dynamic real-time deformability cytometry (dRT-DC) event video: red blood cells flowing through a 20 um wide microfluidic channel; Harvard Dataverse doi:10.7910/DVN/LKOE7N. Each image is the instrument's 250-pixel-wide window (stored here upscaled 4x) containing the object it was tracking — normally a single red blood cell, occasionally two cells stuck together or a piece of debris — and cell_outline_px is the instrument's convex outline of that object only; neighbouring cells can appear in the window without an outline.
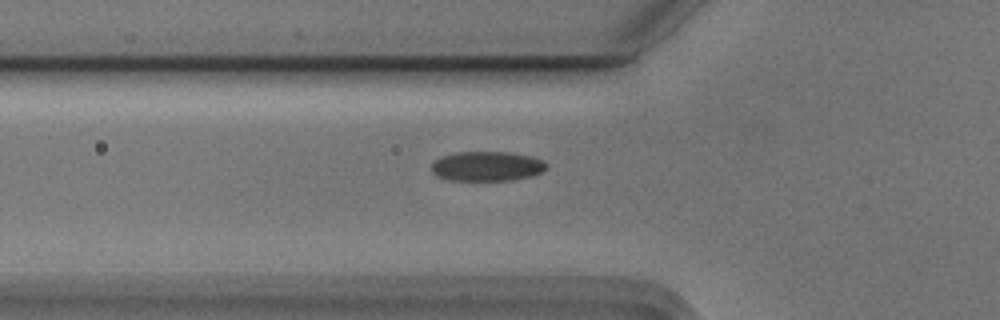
{"species": "Egyptian fruit bat (a non-hibernating species)", "species_latin": "Rousettus aegyptiacus", "temperature_condition": "cold", "stored_images_in_passage": 38, "camera_frame_rate_fps": 3000, "um_per_image_px": 0.085, "animal": {"sex": "male"}, "frame": {"image": 1, "passage_image": 4, "time_ms": 1.0, "image_size_px": [1000, 320], "cell_outline_px": [[548, 168], [532, 176], [508, 180], [448, 180], [436, 176], [432, 172], [432, 164], [440, 156], [456, 152], [508, 152], [532, 156], [544, 160], [548, 164]], "centroid_in_image_um": [41.4, 14.12], "position_along_channel_um": 84.4, "area_um2": 20.0}}
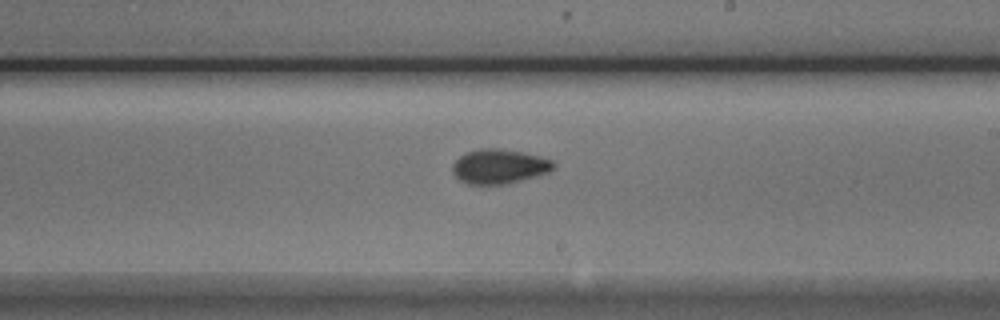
{"frame": {"image": 2, "passage_image": 17, "time_ms": 5.333, "image_size_px": [1000, 320], "cell_outline_px": [[556, 168], [548, 172], [536, 176], [508, 184], [468, 184], [460, 180], [452, 172], [452, 164], [464, 152], [480, 148], [500, 148], [524, 152], [540, 156], [552, 160], [556, 164]], "centroid_in_image_um": [42.44, 14.13], "position_along_channel_um": 246.6, "area_um2": 20.58}}
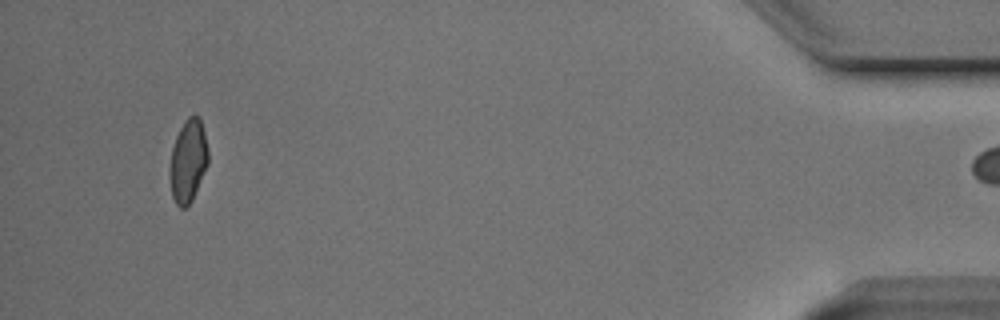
{"frame": {"image": 3, "passage_image": 37, "time_ms": 12.0, "image_size_px": [1000, 320], "cell_outline_px": [[208, 164], [192, 200], [184, 208], [180, 208], [176, 204], [172, 196], [172, 148], [176, 136], [184, 120], [188, 116], [200, 116], [208, 148]], "centroid_in_image_um": [16.03, 13.64], "position_along_channel_um": 419.2, "area_um2": 17.98}}